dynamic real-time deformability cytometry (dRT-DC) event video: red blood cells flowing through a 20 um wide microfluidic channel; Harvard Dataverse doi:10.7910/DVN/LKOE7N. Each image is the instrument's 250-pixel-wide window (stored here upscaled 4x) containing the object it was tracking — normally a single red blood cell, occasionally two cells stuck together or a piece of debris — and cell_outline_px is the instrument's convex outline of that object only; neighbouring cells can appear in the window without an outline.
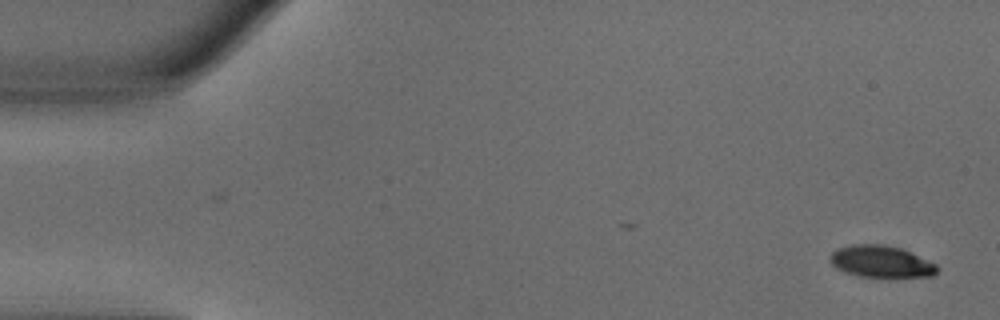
{"species": "common noctule bat (a hibernating species)", "species_latin": "Nyctalus noctula", "temperature_condition": "warm", "stored_images_in_passage": 38, "camera_frame_rate_fps": 3000, "um_per_image_px": 0.085, "animal": {"sex": "male", "body_mass_g": 18.8}, "frame": {"image": 1, "passage_image": 1, "time_ms": 0.0, "image_size_px": [1000, 320], "cell_outline_px": [[940, 268], [932, 276], [860, 276], [844, 272], [836, 268], [828, 260], [828, 256], [836, 248], [852, 244], [884, 244], [900, 248], [936, 264]], "centroid_in_image_um": [74.82, 22.21], "position_along_channel_um": 10.2, "area_um2": 19.71}}
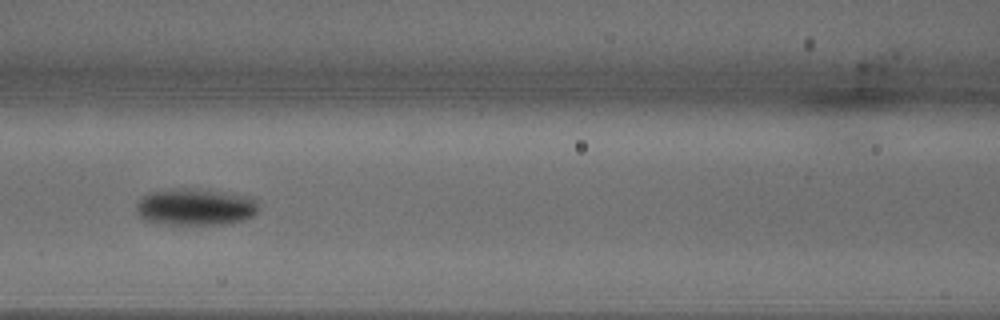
{"frame": {"image": 2, "passage_image": 21, "time_ms": 6.667, "image_size_px": [1000, 320], "cell_outline_px": [[260, 208], [252, 216], [244, 220], [228, 224], [180, 228], [156, 224], [140, 220], [136, 212], [136, 204], [140, 196], [148, 192], [176, 188], [196, 188], [228, 192], [248, 196], [260, 200]], "centroid_in_image_um": [16.56, 17.64], "position_along_channel_um": 150.0, "area_um2": 28.26}}
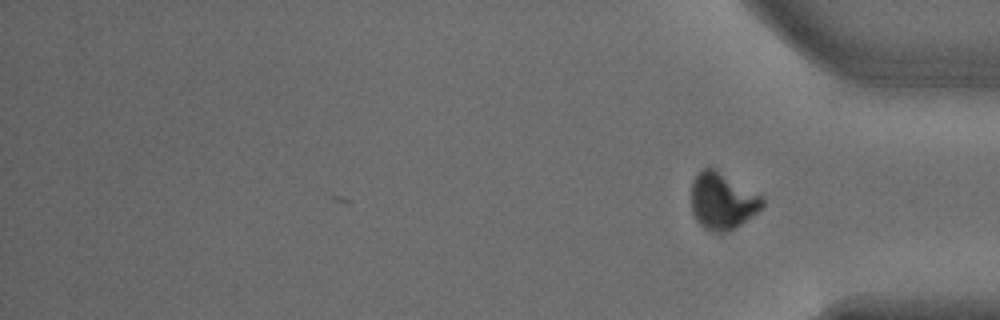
{"frame": {"image": 3, "passage_image": 38, "time_ms": 12.333, "image_size_px": [1000, 320], "cell_outline_px": [[764, 204], [756, 212], [736, 228], [728, 232], [712, 232], [704, 228], [696, 220], [692, 212], [692, 180], [704, 168], [716, 168], [760, 196], [764, 200]], "centroid_in_image_um": [61.37, 17.1], "position_along_channel_um": 373.8, "area_um2": 23.18}, "authors_computed_cell_mechanics": {"area_um2": 24.0448, "velocity_mm_per_s": 4.0101, "shape_relaxation_time_tau1_ms": 2.9002, "shape_relaxation_time_tau2_ms": null, "deformation_change_tau1": 0.1666, "deformation_change_tau2": null}}